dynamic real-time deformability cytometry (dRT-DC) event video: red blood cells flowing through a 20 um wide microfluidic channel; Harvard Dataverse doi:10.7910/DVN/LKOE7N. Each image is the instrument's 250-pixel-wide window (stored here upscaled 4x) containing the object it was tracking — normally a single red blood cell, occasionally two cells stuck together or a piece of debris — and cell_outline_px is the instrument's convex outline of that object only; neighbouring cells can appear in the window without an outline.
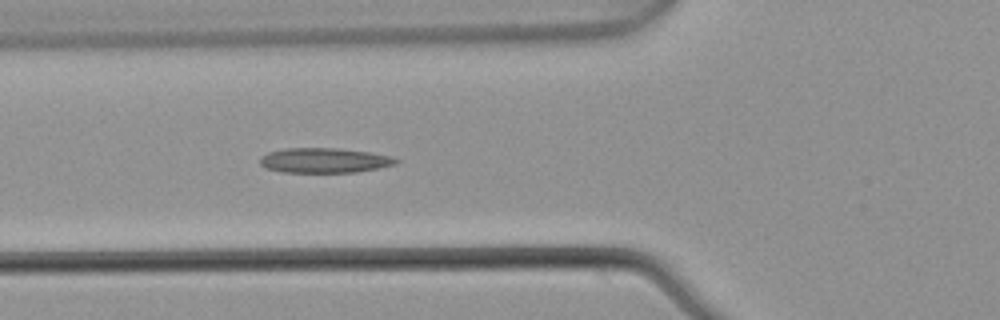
{"species": "common noctule bat (a hibernating species)", "species_latin": "Nyctalus noctula", "temperature_condition": "warm", "stored_images_in_passage": 4, "camera_frame_rate_fps": 3000, "um_per_image_px": 0.085, "animal": {"sex": "male", "body_mass_g": 21.5, "forearm_length_mm": 52.0}, "frame": {"image": 1, "passage_image": 4, "time_ms": 1.0, "image_size_px": [1000, 320], "cell_outline_px": [[400, 160], [396, 164], [356, 172], [280, 172], [264, 168], [260, 164], [260, 156], [268, 152], [284, 148], [340, 148], [368, 152], [388, 156]], "centroid_in_image_um": [27.5, 13.63], "position_along_channel_um": 98.3, "area_um2": 19.71}}